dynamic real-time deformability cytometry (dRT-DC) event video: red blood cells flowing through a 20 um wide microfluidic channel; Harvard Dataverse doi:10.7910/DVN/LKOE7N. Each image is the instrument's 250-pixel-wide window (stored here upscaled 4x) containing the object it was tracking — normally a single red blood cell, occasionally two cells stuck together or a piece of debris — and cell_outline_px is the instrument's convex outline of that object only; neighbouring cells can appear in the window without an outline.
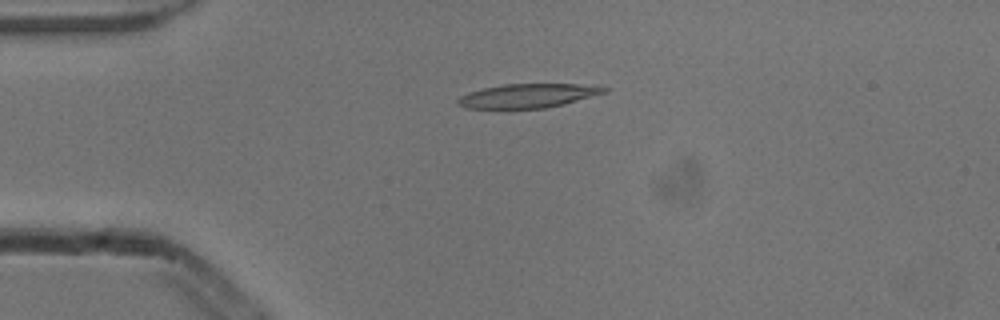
{"species": "common noctule bat (a hibernating species)", "species_latin": "Nyctalus noctula", "temperature_condition": "cold", "stored_images_in_passage": 52, "camera_frame_rate_fps": 3000, "um_per_image_px": 0.085, "animal": {"sex": "male", "body_mass_g": 13.3}, "frame": {"image": 1, "passage_image": 12, "time_ms": 3.667, "image_size_px": [1000, 320], "cell_outline_px": [[608, 92], [564, 104], [544, 108], [464, 108], [456, 104], [456, 100], [460, 96], [468, 92], [484, 88], [504, 84], [596, 84], [608, 88]], "centroid_in_image_um": [44.91, 8.13], "position_along_channel_um": 40.1, "area_um2": 20.63}}
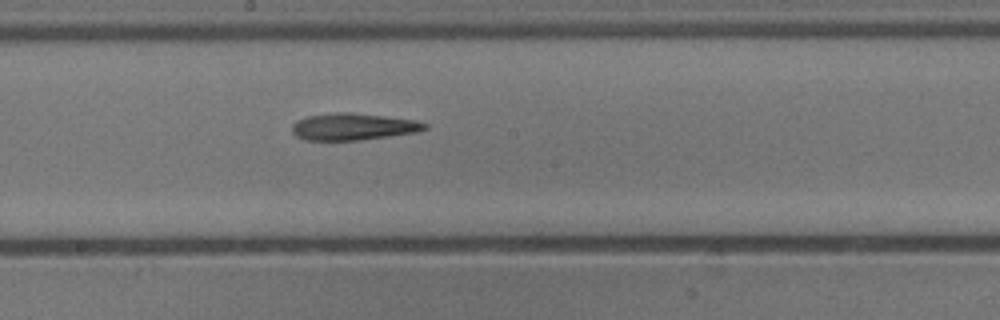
{"frame": {"image": 2, "passage_image": 28, "time_ms": 9.0, "image_size_px": [1000, 320], "cell_outline_px": [[428, 128], [416, 132], [360, 140], [304, 140], [296, 136], [292, 132], [292, 124], [296, 120], [308, 116], [344, 112], [348, 112], [384, 116], [416, 120], [428, 124]], "centroid_in_image_um": [30.01, 10.77], "position_along_channel_um": 218.2, "area_um2": 20.63}}
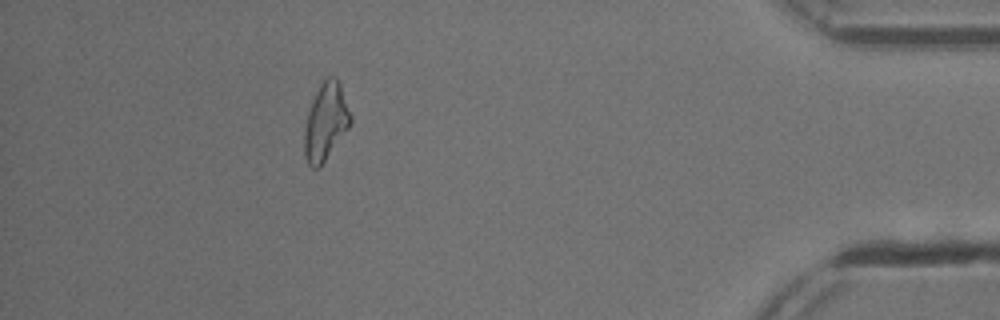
{"frame": {"image": 3, "passage_image": 47, "time_ms": 15.333, "image_size_px": [1000, 320], "cell_outline_px": [[352, 120], [348, 128], [320, 168], [312, 168], [308, 164], [304, 156], [304, 128], [308, 112], [312, 100], [320, 84], [328, 76], [336, 76], [340, 80], [352, 116]], "centroid_in_image_um": [27.69, 10.33], "position_along_channel_um": 407.5, "area_um2": 21.04}}